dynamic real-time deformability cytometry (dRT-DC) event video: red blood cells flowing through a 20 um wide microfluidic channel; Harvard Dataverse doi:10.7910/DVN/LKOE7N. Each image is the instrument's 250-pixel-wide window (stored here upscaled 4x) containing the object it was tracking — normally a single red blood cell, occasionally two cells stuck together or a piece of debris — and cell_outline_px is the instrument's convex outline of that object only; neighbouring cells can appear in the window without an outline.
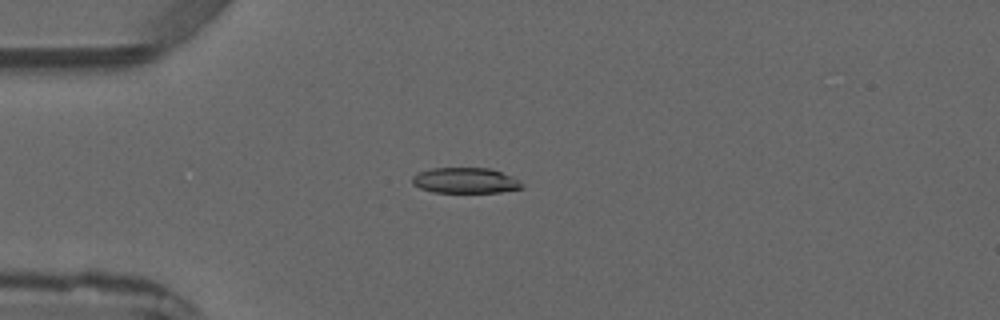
{"species": "common noctule bat (a hibernating species)", "species_latin": "Nyctalus noctula", "temperature_condition": "warm", "stored_images_in_passage": 3, "camera_frame_rate_fps": 3000, "um_per_image_px": 0.085, "animal": {"sex": "male", "forearm_length_mm": 52.5}, "frame": {"image": 1, "passage_image": 3, "time_ms": 2.667, "image_size_px": [1000, 320], "cell_outline_px": [[524, 188], [500, 192], [432, 192], [420, 188], [412, 184], [412, 176], [416, 172], [432, 168], [492, 168], [512, 176], [524, 184]], "centroid_in_image_um": [39.55, 15.33], "position_along_channel_um": 45.5, "area_um2": 16.53}}